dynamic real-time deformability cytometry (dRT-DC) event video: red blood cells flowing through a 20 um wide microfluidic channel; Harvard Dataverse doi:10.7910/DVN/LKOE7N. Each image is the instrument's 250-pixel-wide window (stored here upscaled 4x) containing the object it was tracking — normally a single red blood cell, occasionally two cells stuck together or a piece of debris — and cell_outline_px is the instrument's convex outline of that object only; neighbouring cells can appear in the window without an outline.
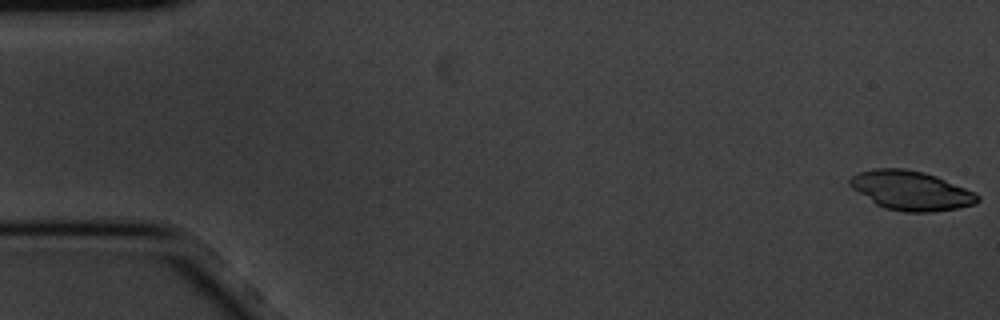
{"species": "common noctule bat (a hibernating species)", "species_latin": "Nyctalus noctula", "temperature_condition": "cold", "stored_images_in_passage": 10, "camera_frame_rate_fps": 3000, "um_per_image_px": 0.085, "animal": {"sex": "male", "body_mass_g": 20.1, "forearm_length_mm": 53.5}, "frame": {"image": 1, "passage_image": 1, "time_ms": 0.0, "image_size_px": [1000, 320], "cell_outline_px": [[980, 200], [976, 204], [956, 208], [932, 212], [904, 212], [884, 208], [876, 204], [852, 188], [848, 184], [848, 180], [856, 172], [876, 168], [904, 168], [924, 172], [936, 176], [976, 192], [980, 196]], "centroid_in_image_um": [77.43, 16.19], "position_along_channel_um": 7.6, "area_um2": 29.36}}